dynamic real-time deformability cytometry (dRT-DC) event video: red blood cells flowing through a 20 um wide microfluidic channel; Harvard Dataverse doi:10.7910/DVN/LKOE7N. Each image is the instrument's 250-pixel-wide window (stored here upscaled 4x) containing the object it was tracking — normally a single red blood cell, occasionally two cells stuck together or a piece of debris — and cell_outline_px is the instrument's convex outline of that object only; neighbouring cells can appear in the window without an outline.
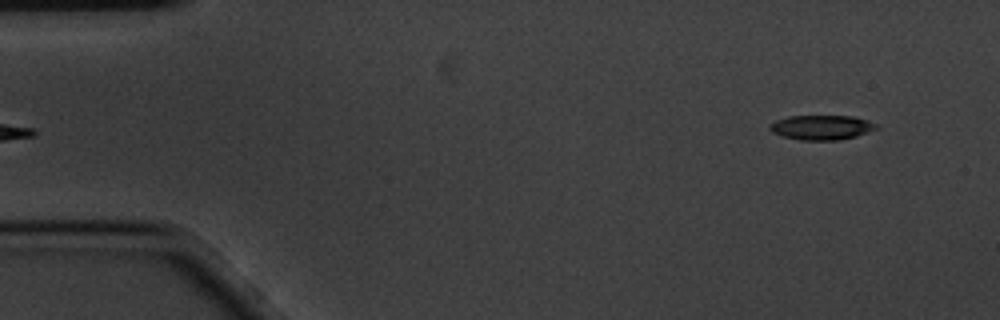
{"species": "common noctule bat (a hibernating species)", "species_latin": "Nyctalus noctula", "temperature_condition": "cold", "stored_images_in_passage": 5, "camera_frame_rate_fps": 3000, "um_per_image_px": 0.085, "animal": {"sex": "male", "body_mass_g": 20.1, "forearm_length_mm": 53.5}, "frame": {"image": 1, "passage_image": 5, "time_ms": 1.333, "image_size_px": [1000, 320], "cell_outline_px": [[876, 128], [856, 136], [840, 140], [800, 140], [784, 136], [772, 132], [768, 128], [776, 120], [788, 116], [852, 116], [876, 124]], "centroid_in_image_um": [69.79, 10.83], "position_along_channel_um": 15.2, "area_um2": 14.97}}